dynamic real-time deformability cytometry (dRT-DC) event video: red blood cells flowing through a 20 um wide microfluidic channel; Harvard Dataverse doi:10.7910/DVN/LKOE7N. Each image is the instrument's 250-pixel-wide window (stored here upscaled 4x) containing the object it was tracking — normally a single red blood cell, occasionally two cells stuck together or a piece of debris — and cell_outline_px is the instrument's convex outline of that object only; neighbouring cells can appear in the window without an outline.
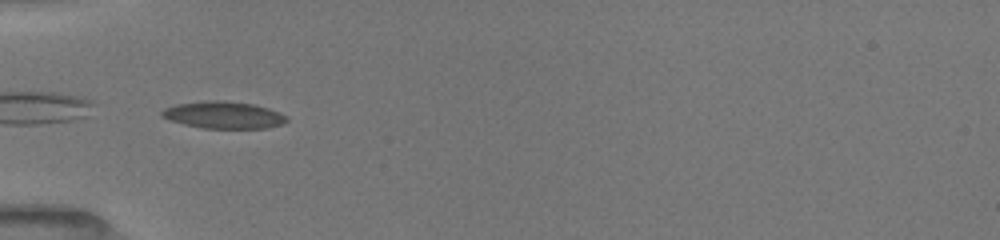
{"species": "common noctule bat (a hibernating species)", "species_latin": "Nyctalus noctula", "temperature_condition": "room temperature", "stored_images_in_passage": 34, "camera_frame_rate_fps": 3000, "um_per_image_px": 0.085, "animal": {"sex": "female", "body_mass_g": 19.5, "forearm_length_mm": 54.1}, "frame": {"image": 1, "passage_image": 1, "time_ms": 0.0, "image_size_px": [1000, 240], "cell_outline_px": [[288, 120], [284, 124], [268, 128], [204, 128], [184, 124], [160, 116], [160, 112], [164, 108], [176, 104], [208, 100], [224, 100], [252, 104], [268, 108], [280, 112], [288, 116]], "centroid_in_image_um": [19.04, 9.77], "position_along_channel_um": 66.0, "area_um2": 19.77}, "authors_computed_cell_mechanics": {"area_um2": 19.363, "velocity_mm_per_s": 3.9774, "shape_relaxation_time_tau1_ms": 5.448, "shape_relaxation_time_tau2_ms": null, "deformation_change_tau1": 0.1435, "deformation_change_tau2": null}}